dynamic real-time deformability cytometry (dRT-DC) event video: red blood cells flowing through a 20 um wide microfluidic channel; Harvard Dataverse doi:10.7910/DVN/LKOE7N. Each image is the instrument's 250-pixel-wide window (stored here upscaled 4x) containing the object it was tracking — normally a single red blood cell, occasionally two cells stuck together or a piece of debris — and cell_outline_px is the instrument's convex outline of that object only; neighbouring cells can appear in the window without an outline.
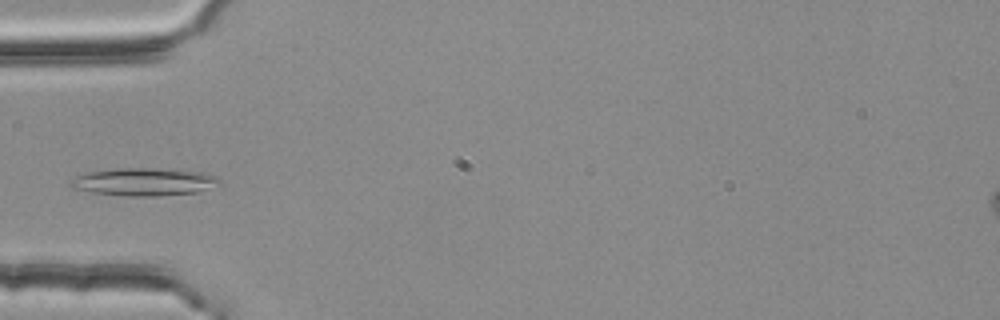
{"species": "common noctule bat (a hibernating species)", "species_latin": "Nyctalus noctula", "temperature_condition": "room temperature", "stored_images_in_passage": 4, "camera_frame_rate_fps": 3000, "um_per_image_px": 0.085, "animal": {"sex": "female", "body_mass_g": 25.1}, "frame": {"image": 1, "passage_image": 4, "time_ms": 1.0, "image_size_px": [1000, 320], "cell_outline_px": [[220, 184], [200, 192], [160, 196], [128, 196], [92, 192], [72, 188], [68, 184], [68, 180], [84, 172], [116, 168], [156, 168], [200, 172], [216, 176], [220, 180]], "centroid_in_image_um": [12.2, 15.46], "position_along_channel_um": 72.8, "area_um2": 24.33}}